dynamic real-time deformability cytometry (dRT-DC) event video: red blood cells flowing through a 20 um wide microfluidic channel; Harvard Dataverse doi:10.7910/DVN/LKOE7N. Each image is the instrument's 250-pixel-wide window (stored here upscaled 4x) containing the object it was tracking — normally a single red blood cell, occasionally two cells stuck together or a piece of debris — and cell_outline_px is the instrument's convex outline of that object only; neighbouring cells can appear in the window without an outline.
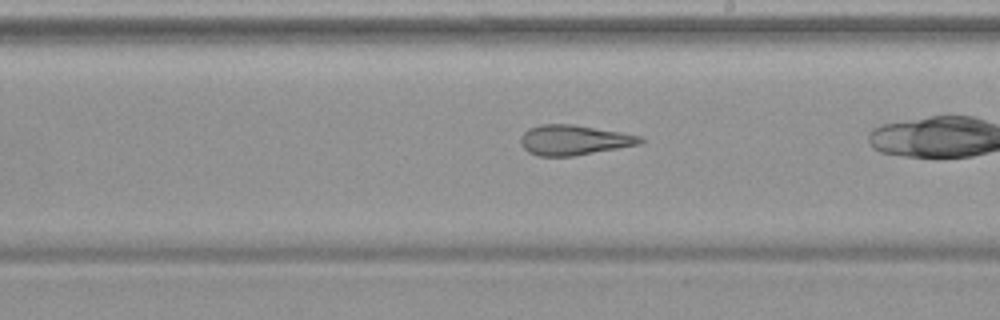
{"species": "common noctule bat (a hibernating species)", "species_latin": "Nyctalus noctula", "temperature_condition": "warm", "stored_images_in_passage": 39, "camera_frame_rate_fps": 3000, "um_per_image_px": 0.085, "animal": {"sex": "female", "body_mass_g": 19.9}, "frame": {"image": 1, "passage_image": 28, "time_ms": 9.0, "image_size_px": [1000, 320], "cell_outline_px": [[644, 140], [640, 144], [572, 156], [540, 156], [528, 152], [520, 144], [520, 136], [528, 128], [540, 124], [572, 124], [620, 132], [640, 136]], "centroid_in_image_um": [48.73, 11.9], "position_along_channel_um": 240.3, "area_um2": 20.81}}